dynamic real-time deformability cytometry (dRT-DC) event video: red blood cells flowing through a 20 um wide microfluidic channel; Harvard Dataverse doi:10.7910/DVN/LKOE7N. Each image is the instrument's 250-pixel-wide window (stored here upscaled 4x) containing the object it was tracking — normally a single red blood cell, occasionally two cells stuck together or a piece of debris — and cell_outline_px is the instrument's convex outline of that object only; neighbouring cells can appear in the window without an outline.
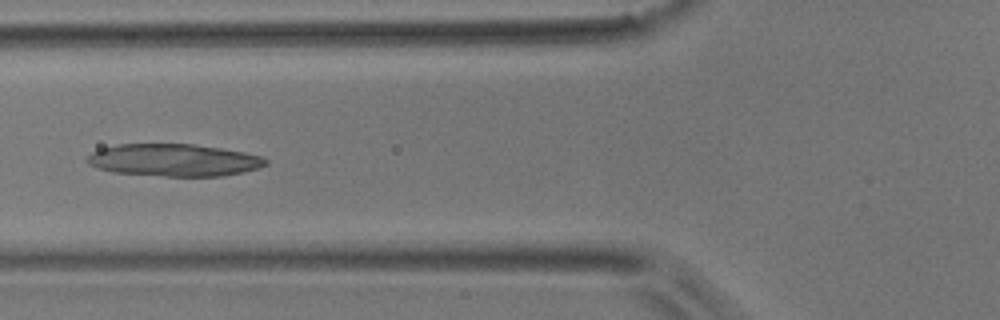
{"species": "common noctule bat (a hibernating species)", "species_latin": "Nyctalus noctula", "temperature_condition": "room temperature", "stored_images_in_passage": 48, "camera_frame_rate_fps": 3000, "um_per_image_px": 0.085, "animal": {"sex": "male", "body_mass_g": 17.9}, "frame": {"image": 1, "passage_image": 16, "time_ms": 5.0, "image_size_px": [1000, 320], "cell_outline_px": [[268, 164], [260, 168], [244, 172], [220, 176], [164, 176], [112, 172], [96, 168], [88, 164], [84, 160], [92, 152], [100, 148], [116, 144], [192, 144], [220, 148], [244, 152], [264, 156], [268, 160]], "centroid_in_image_um": [14.78, 13.61], "position_along_channel_um": 111.0, "area_um2": 33.93}}
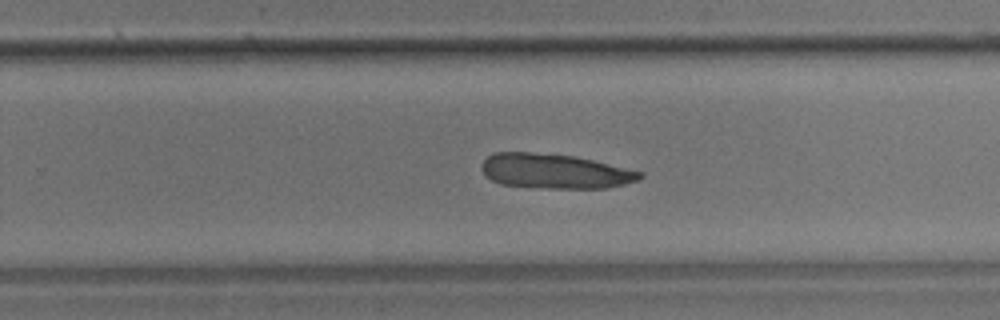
{"frame": {"image": 2, "passage_image": 29, "time_ms": 9.333, "image_size_px": [1000, 320], "cell_outline_px": [[644, 176], [640, 180], [608, 188], [532, 188], [500, 184], [484, 176], [480, 168], [480, 164], [492, 152], [532, 152], [576, 156], [644, 172]], "centroid_in_image_um": [47.13, 14.56], "position_along_channel_um": 282.7, "area_um2": 32.54}}
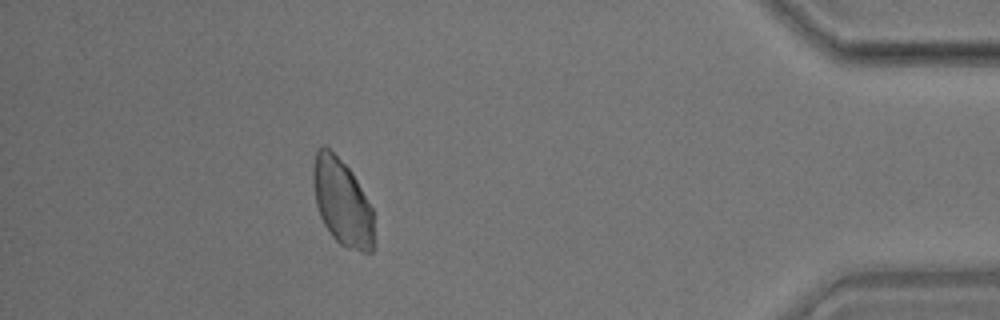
{"frame": {"image": 3, "passage_image": 42, "time_ms": 13.667, "image_size_px": [1000, 320], "cell_outline_px": [[372, 252], [360, 252], [348, 248], [340, 244], [332, 236], [324, 224], [320, 216], [316, 204], [312, 184], [312, 172], [316, 152], [324, 144], [352, 172], [372, 208]], "centroid_in_image_um": [29.05, 17.19], "position_along_channel_um": 406.2, "area_um2": 30.29}}